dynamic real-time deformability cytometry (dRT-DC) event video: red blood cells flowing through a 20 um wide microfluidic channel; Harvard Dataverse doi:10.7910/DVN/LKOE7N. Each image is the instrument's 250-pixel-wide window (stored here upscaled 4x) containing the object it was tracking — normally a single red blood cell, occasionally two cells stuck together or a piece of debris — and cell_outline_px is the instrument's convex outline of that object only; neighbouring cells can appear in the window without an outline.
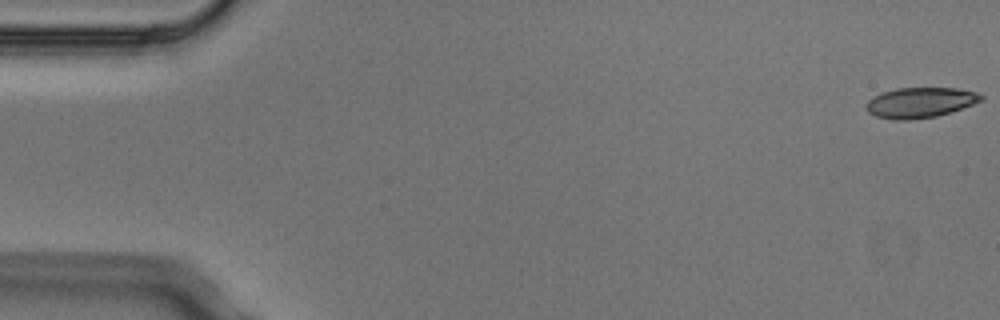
{"species": "Egyptian fruit bat (a non-hibernating species)", "species_latin": "Rousettus aegyptiacus", "temperature_condition": "cold", "stored_images_in_passage": 5, "camera_frame_rate_fps": 3000, "um_per_image_px": 0.085, "animal": {"sex": "male"}, "frame": {"image": 1, "passage_image": 1, "time_ms": 0.0, "image_size_px": [1000, 320], "cell_outline_px": [[984, 100], [936, 116], [908, 120], [892, 120], [876, 116], [868, 112], [864, 108], [868, 100], [872, 96], [896, 88], [956, 88], [976, 92], [984, 96]], "centroid_in_image_um": [78.17, 8.71], "position_along_channel_um": 6.8, "area_um2": 20.23}}